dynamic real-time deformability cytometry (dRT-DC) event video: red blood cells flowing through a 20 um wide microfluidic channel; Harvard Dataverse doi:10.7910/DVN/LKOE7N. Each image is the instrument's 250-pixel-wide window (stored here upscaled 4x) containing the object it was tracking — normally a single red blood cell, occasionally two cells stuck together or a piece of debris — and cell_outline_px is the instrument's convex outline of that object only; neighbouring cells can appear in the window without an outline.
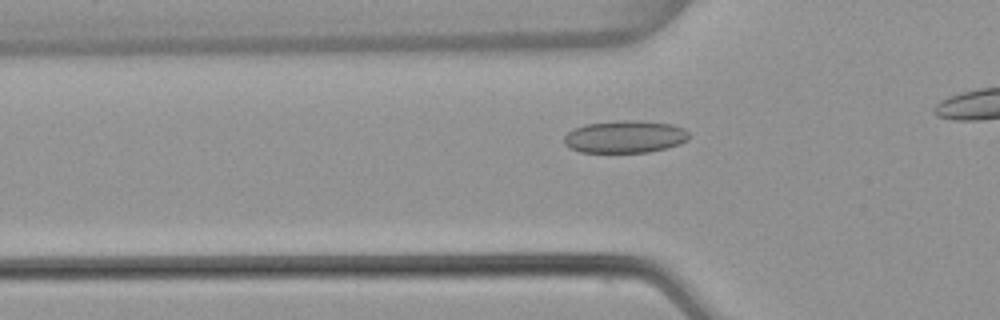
{"species": "common noctule bat (a hibernating species)", "species_latin": "Nyctalus noctula", "temperature_condition": "warm", "stored_images_in_passage": 36, "camera_frame_rate_fps": 3000, "um_per_image_px": 0.085, "animal": {"sex": "female", "body_mass_g": 22.7, "forearm_length_mm": 54.2}, "frame": {"image": 1, "passage_image": 10, "time_ms": 3.0, "image_size_px": [1000, 320], "cell_outline_px": [[688, 140], [680, 144], [668, 148], [648, 152], [580, 152], [564, 144], [564, 136], [568, 132], [584, 124], [624, 120], [636, 120], [672, 124], [684, 128], [688, 132]], "centroid_in_image_um": [53.15, 11.62], "position_along_channel_um": 72.7, "area_um2": 23.58}}
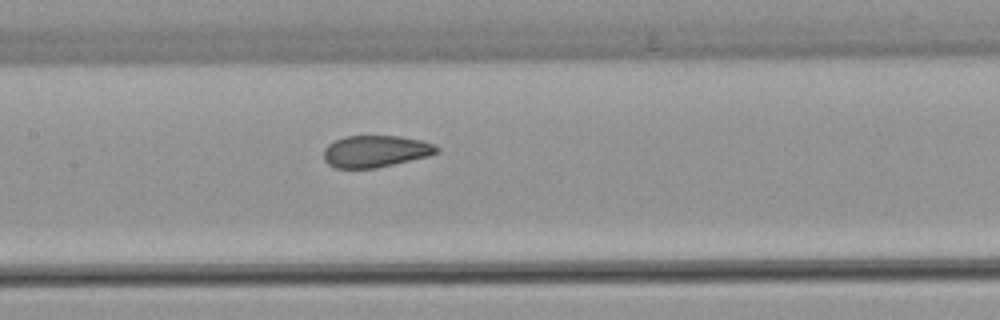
{"frame": {"image": 2, "passage_image": 18, "time_ms": 5.667, "image_size_px": [1000, 320], "cell_outline_px": [[440, 152], [428, 156], [376, 168], [336, 168], [328, 164], [324, 160], [324, 148], [328, 144], [344, 136], [400, 136], [420, 140], [432, 144], [440, 148]], "centroid_in_image_um": [31.91, 12.86], "position_along_channel_um": 175.5, "area_um2": 20.92}}
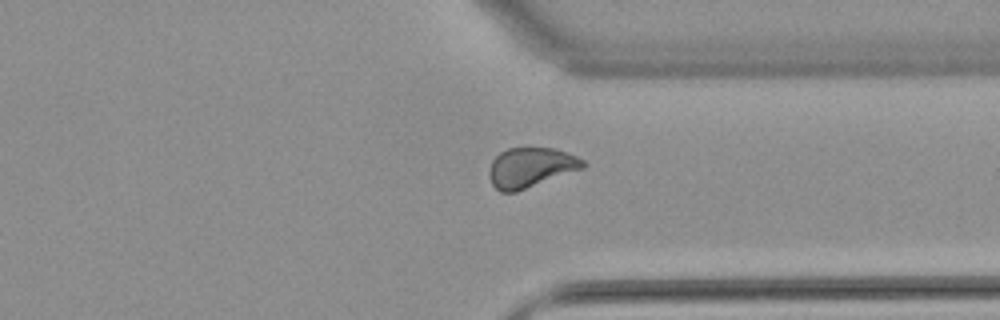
{"frame": {"image": 3, "passage_image": 33, "time_ms": 10.667, "image_size_px": [1000, 320], "cell_outline_px": [[588, 164], [584, 168], [516, 192], [500, 192], [492, 184], [488, 176], [488, 172], [492, 160], [500, 152], [508, 148], [556, 148], [568, 152], [584, 160]], "centroid_in_image_um": [45.12, 14.23], "position_along_channel_um": 366.3, "area_um2": 21.96}}